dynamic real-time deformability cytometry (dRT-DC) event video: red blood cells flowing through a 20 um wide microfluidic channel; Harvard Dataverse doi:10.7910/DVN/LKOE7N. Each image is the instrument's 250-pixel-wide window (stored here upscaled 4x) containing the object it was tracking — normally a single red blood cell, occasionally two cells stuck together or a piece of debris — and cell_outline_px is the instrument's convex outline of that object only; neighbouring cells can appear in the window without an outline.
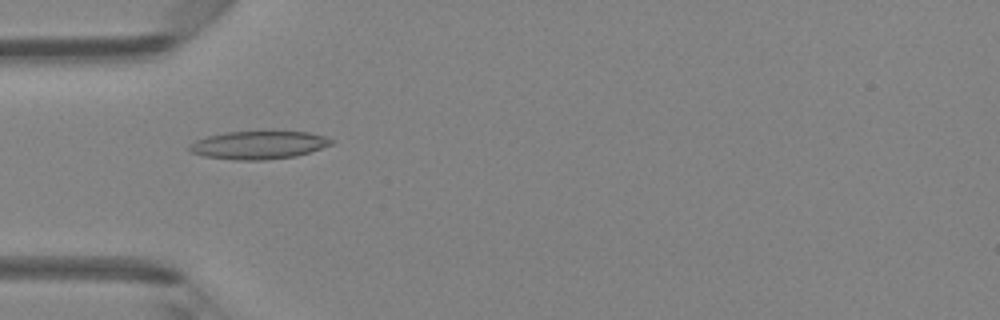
{"species": "Egyptian fruit bat (a non-hibernating species)", "species_latin": "Rousettus aegyptiacus", "temperature_condition": "room temperature", "stored_images_in_passage": 7, "camera_frame_rate_fps": 3000, "um_per_image_px": 0.085, "animal": {"sex": "female"}, "frame": {"image": 1, "passage_image": 4, "time_ms": 1.0, "image_size_px": [1000, 320], "cell_outline_px": [[336, 140], [332, 144], [296, 156], [264, 160], [236, 160], [204, 156], [192, 152], [188, 148], [196, 140], [208, 136], [228, 132], [272, 128], [308, 132], [324, 136]], "centroid_in_image_um": [22.05, 12.27], "position_along_channel_um": 63.0, "area_um2": 23.99}}